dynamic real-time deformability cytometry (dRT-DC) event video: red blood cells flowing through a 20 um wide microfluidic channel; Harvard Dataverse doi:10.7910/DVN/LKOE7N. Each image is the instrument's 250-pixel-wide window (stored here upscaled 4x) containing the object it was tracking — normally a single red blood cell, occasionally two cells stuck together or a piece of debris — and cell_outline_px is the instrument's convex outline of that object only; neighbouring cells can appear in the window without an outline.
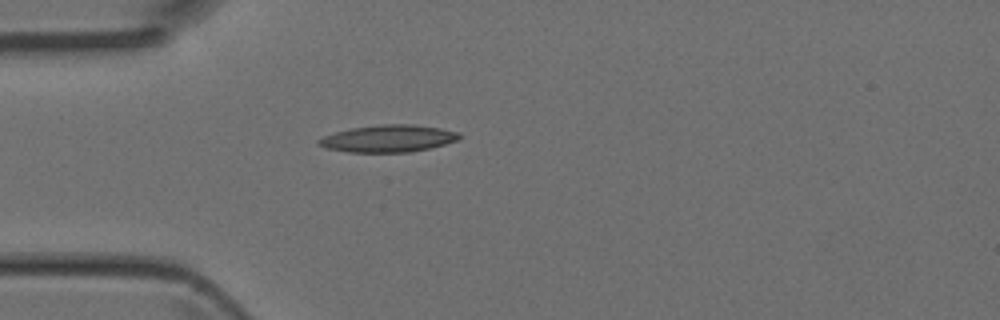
{"species": "Egyptian fruit bat (a non-hibernating species)", "species_latin": "Rousettus aegyptiacus", "temperature_condition": "room temperature", "stored_images_in_passage": 2, "camera_frame_rate_fps": 3000, "um_per_image_px": 0.085, "animal": {"sex": "female"}, "frame": {"image": 1, "passage_image": 2, "time_ms": 0.333, "image_size_px": [1000, 320], "cell_outline_px": [[460, 136], [456, 140], [444, 144], [412, 152], [348, 152], [328, 148], [316, 144], [316, 140], [324, 136], [336, 132], [352, 128], [380, 124], [412, 124], [440, 128], [460, 132]], "centroid_in_image_um": [32.99, 11.77], "position_along_channel_um": 52.0, "area_um2": 22.08}}